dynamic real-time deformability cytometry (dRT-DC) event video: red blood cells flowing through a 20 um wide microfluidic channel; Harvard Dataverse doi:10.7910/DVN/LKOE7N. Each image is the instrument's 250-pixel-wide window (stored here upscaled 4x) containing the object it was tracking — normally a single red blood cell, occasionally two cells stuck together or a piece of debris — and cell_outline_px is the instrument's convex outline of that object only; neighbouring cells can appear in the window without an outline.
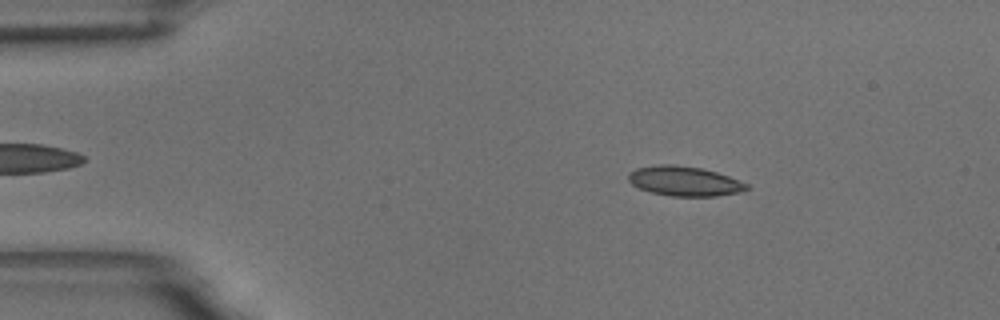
{"species": "common noctule bat (a hibernating species)", "species_latin": "Nyctalus noctula", "temperature_condition": "room temperature", "stored_images_in_passage": 49, "camera_frame_rate_fps": 3000, "um_per_image_px": 0.085, "animal": {"sex": "male", "body_mass_g": 18.8}, "frame": {"image": 1, "passage_image": 9, "time_ms": 2.667, "image_size_px": [1000, 320], "cell_outline_px": [[752, 188], [744, 192], [716, 196], [668, 196], [652, 192], [640, 188], [632, 184], [628, 180], [628, 172], [636, 168], [660, 164], [672, 164], [700, 168], [716, 172], [728, 176], [748, 184]], "centroid_in_image_um": [58.2, 15.4], "position_along_channel_um": 26.8, "area_um2": 20.58}}
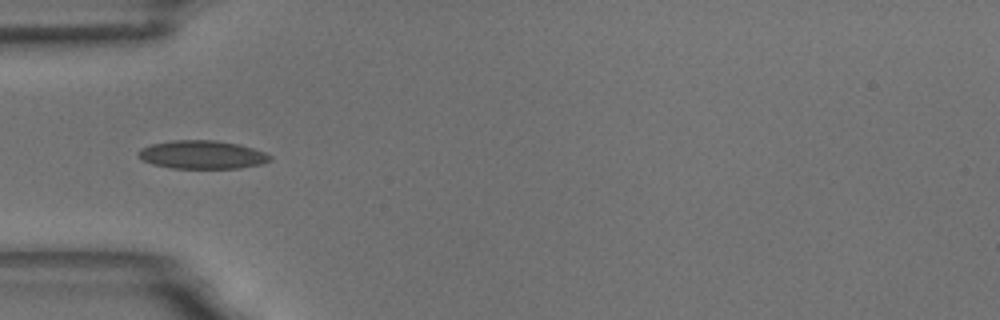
{"frame": {"image": 2, "passage_image": 18, "time_ms": 5.667, "image_size_px": [1000, 320], "cell_outline_px": [[272, 160], [260, 164], [240, 168], [172, 168], [152, 164], [140, 160], [136, 156], [136, 152], [152, 144], [172, 140], [216, 140], [240, 144], [264, 152], [272, 156]], "centroid_in_image_um": [17.16, 13.15], "position_along_channel_um": 67.8, "area_um2": 21.85}}
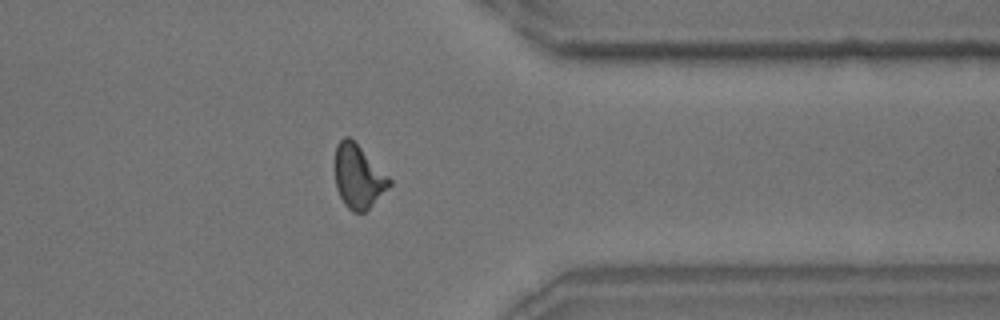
{"frame": {"image": 3, "passage_image": 46, "time_ms": 15.0, "image_size_px": [1000, 320], "cell_outline_px": [[392, 184], [364, 212], [352, 212], [344, 204], [336, 188], [336, 144], [344, 136], [348, 136], [392, 180]], "centroid_in_image_um": [30.45, 15.03], "position_along_channel_um": 381.0, "area_um2": 19.54}, "authors_computed_cell_mechanics": {"area_um2": 19.941, "velocity_mm_per_s": 3.4409, "shape_relaxation_time_tau1_ms": 6.6103, "shape_relaxation_time_tau2_ms": 2.5862, "deformation_change_tau1": 0.1559, "deformation_change_tau2": 0.082}}